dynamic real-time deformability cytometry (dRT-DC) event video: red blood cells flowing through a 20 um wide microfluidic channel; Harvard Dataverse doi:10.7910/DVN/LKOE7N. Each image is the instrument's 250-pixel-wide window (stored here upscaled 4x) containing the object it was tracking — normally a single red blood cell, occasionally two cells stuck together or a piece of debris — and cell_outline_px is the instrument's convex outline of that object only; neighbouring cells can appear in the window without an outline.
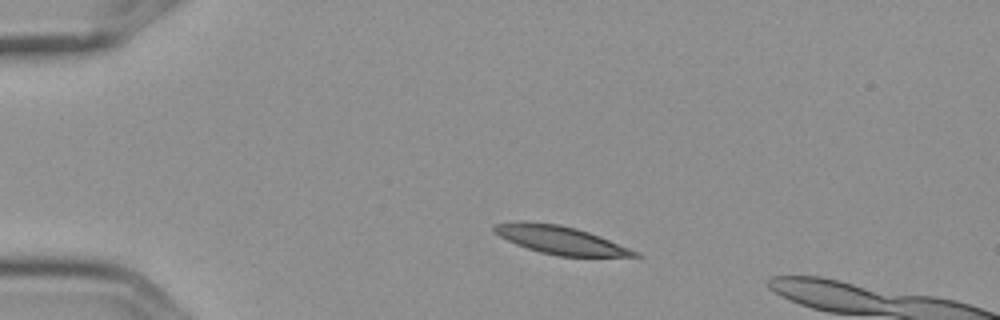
{"species": "Egyptian fruit bat (a non-hibernating species)", "species_latin": "Rousettus aegyptiacus", "temperature_condition": "cold", "stored_images_in_passage": 7, "camera_frame_rate_fps": 3000, "um_per_image_px": 0.085, "frame": {"image": 1, "passage_image": 1, "time_ms": 0.0, "image_size_px": [1000, 320], "cell_outline_px": [[644, 256], [560, 256], [540, 252], [516, 244], [500, 236], [492, 228], [496, 224], [516, 220], [524, 220], [560, 224], [576, 228], [588, 232], [640, 252]], "centroid_in_image_um": [47.61, 20.38], "position_along_channel_um": 37.4, "area_um2": 22.83}}
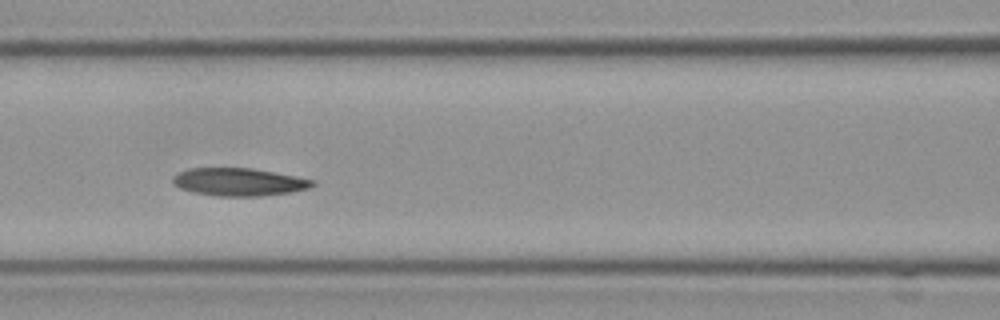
{"frame": {"image": 2, "passage_image": 5, "time_ms": 1.333, "image_size_px": [1000, 320], "cell_outline_px": [[316, 184], [308, 188], [288, 192], [264, 196], [216, 196], [192, 192], [180, 188], [172, 184], [172, 176], [188, 168], [252, 168], [296, 176], [316, 180]], "centroid_in_image_um": [20.28, 15.46], "position_along_channel_um": 146.3, "area_um2": 22.72}}
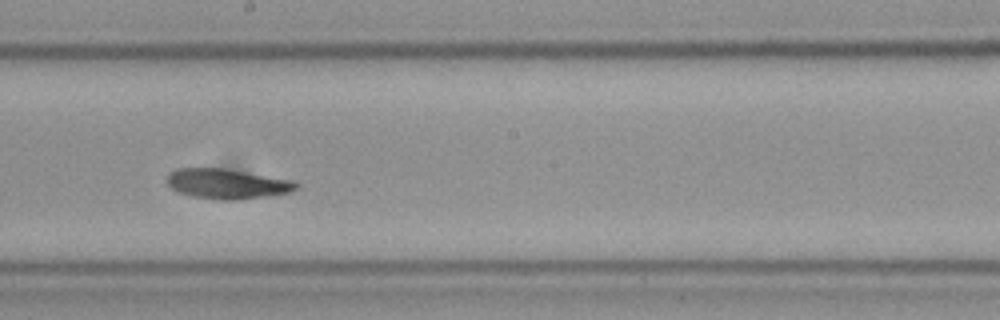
{"frame": {"image": 3, "passage_image": 7, "time_ms": 2.0, "image_size_px": [1000, 320], "cell_outline_px": [[300, 188], [292, 192], [272, 196], [236, 200], [216, 200], [192, 196], [180, 192], [172, 188], [168, 184], [168, 172], [176, 168], [224, 168], [296, 180], [300, 184]], "centroid_in_image_um": [19.4, 15.62], "position_along_channel_um": 228.8, "area_um2": 23.06}}